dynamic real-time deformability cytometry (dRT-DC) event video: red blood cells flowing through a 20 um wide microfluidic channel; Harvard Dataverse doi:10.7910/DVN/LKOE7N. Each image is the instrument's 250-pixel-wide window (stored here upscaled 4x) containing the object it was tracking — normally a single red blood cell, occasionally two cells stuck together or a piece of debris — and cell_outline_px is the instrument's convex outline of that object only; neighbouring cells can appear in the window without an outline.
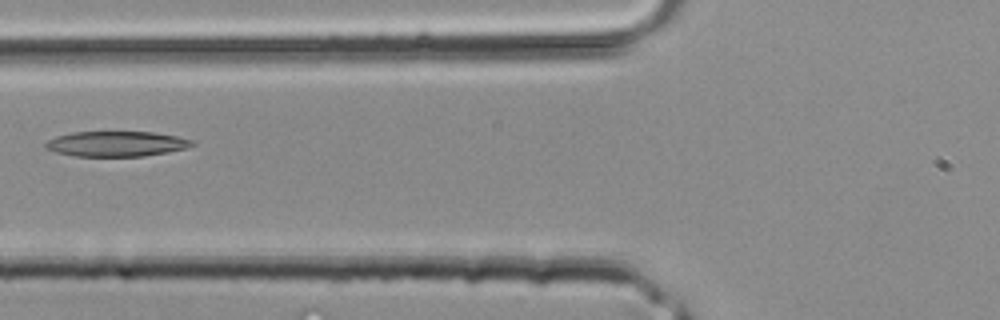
{"species": "common noctule bat (a hibernating species)", "species_latin": "Nyctalus noctula", "temperature_condition": "room temperature", "stored_images_in_passage": 4, "camera_frame_rate_fps": 3000, "um_per_image_px": 0.085, "animal": {"sex": "male", "body_mass_g": 20.4}, "frame": {"image": 1, "passage_image": 4, "time_ms": 1.0, "image_size_px": [1000, 320], "cell_outline_px": [[196, 144], [188, 148], [168, 152], [144, 156], [76, 156], [56, 152], [44, 148], [44, 144], [48, 140], [56, 136], [72, 132], [152, 132], [176, 136], [192, 140]], "centroid_in_image_um": [9.89, 12.23], "position_along_channel_um": 115.9, "area_um2": 21.56}}